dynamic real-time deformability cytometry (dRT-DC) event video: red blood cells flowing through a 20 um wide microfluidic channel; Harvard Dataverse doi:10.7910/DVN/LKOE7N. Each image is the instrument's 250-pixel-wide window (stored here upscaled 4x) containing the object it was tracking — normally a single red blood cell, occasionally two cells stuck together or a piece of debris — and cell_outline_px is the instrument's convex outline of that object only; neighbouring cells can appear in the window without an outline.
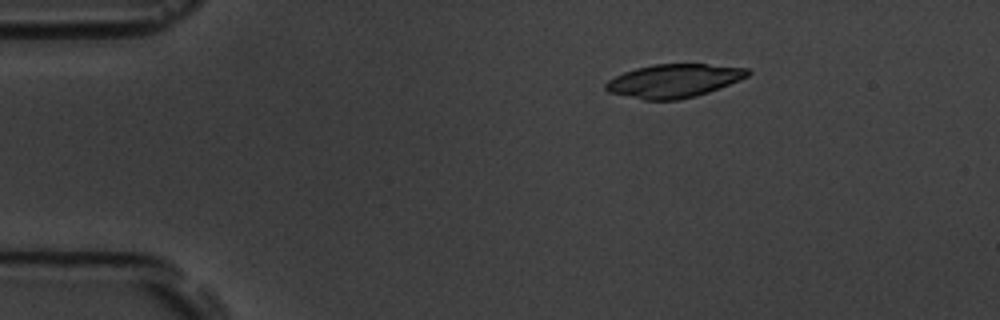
{"species": "common noctule bat (a hibernating species)", "species_latin": "Nyctalus noctula", "temperature_condition": "room temperature", "stored_images_in_passage": 3, "camera_frame_rate_fps": 3000, "um_per_image_px": 0.085, "animal": {"sex": "male", "body_mass_g": 19.5, "forearm_length_mm": 54.6}, "frame": {"image": 1, "passage_image": 1, "time_ms": 0.0, "image_size_px": [1000, 320], "cell_outline_px": [[752, 72], [748, 76], [740, 80], [708, 92], [696, 96], [676, 100], [644, 100], [608, 92], [604, 88], [604, 84], [608, 80], [624, 72], [636, 68], [652, 64], [708, 64], [748, 68]], "centroid_in_image_um": [57.27, 6.86], "position_along_channel_um": 27.7, "area_um2": 27.69}}